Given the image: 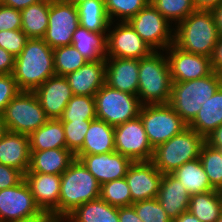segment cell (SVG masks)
<instances>
[{"label": "cell", "mask_w": 222, "mask_h": 222, "mask_svg": "<svg viewBox=\"0 0 222 222\" xmlns=\"http://www.w3.org/2000/svg\"><path fill=\"white\" fill-rule=\"evenodd\" d=\"M55 75L53 49L42 38H29L15 57L14 79L20 91H35Z\"/></svg>", "instance_id": "6da1fadb"}, {"label": "cell", "mask_w": 222, "mask_h": 222, "mask_svg": "<svg viewBox=\"0 0 222 222\" xmlns=\"http://www.w3.org/2000/svg\"><path fill=\"white\" fill-rule=\"evenodd\" d=\"M177 27L173 34L178 48L211 58L220 36L212 11L195 10Z\"/></svg>", "instance_id": "7a4b0ae2"}, {"label": "cell", "mask_w": 222, "mask_h": 222, "mask_svg": "<svg viewBox=\"0 0 222 222\" xmlns=\"http://www.w3.org/2000/svg\"><path fill=\"white\" fill-rule=\"evenodd\" d=\"M138 78L137 96L142 105L170 102L172 80L167 58L153 51L139 59Z\"/></svg>", "instance_id": "3957f363"}, {"label": "cell", "mask_w": 222, "mask_h": 222, "mask_svg": "<svg viewBox=\"0 0 222 222\" xmlns=\"http://www.w3.org/2000/svg\"><path fill=\"white\" fill-rule=\"evenodd\" d=\"M101 185L79 159L61 174L59 217L64 220L80 205L100 198Z\"/></svg>", "instance_id": "277c9868"}, {"label": "cell", "mask_w": 222, "mask_h": 222, "mask_svg": "<svg viewBox=\"0 0 222 222\" xmlns=\"http://www.w3.org/2000/svg\"><path fill=\"white\" fill-rule=\"evenodd\" d=\"M222 85V74L212 72L210 75L185 82H172L169 104L174 111L189 125L199 110Z\"/></svg>", "instance_id": "5b68a950"}, {"label": "cell", "mask_w": 222, "mask_h": 222, "mask_svg": "<svg viewBox=\"0 0 222 222\" xmlns=\"http://www.w3.org/2000/svg\"><path fill=\"white\" fill-rule=\"evenodd\" d=\"M205 138L187 127L154 148L151 162L162 174H172L188 161L199 158Z\"/></svg>", "instance_id": "8992f818"}, {"label": "cell", "mask_w": 222, "mask_h": 222, "mask_svg": "<svg viewBox=\"0 0 222 222\" xmlns=\"http://www.w3.org/2000/svg\"><path fill=\"white\" fill-rule=\"evenodd\" d=\"M9 132L30 135L49 119L34 91H20L2 114Z\"/></svg>", "instance_id": "52a82bcc"}, {"label": "cell", "mask_w": 222, "mask_h": 222, "mask_svg": "<svg viewBox=\"0 0 222 222\" xmlns=\"http://www.w3.org/2000/svg\"><path fill=\"white\" fill-rule=\"evenodd\" d=\"M97 119L117 126L139 116L142 104L137 95L104 84L95 94Z\"/></svg>", "instance_id": "ba28073f"}, {"label": "cell", "mask_w": 222, "mask_h": 222, "mask_svg": "<svg viewBox=\"0 0 222 222\" xmlns=\"http://www.w3.org/2000/svg\"><path fill=\"white\" fill-rule=\"evenodd\" d=\"M139 117L153 148L188 127L169 103L142 105Z\"/></svg>", "instance_id": "9c48e42d"}, {"label": "cell", "mask_w": 222, "mask_h": 222, "mask_svg": "<svg viewBox=\"0 0 222 222\" xmlns=\"http://www.w3.org/2000/svg\"><path fill=\"white\" fill-rule=\"evenodd\" d=\"M79 25L77 6L66 0H49L48 28L42 39L52 49L72 45V35Z\"/></svg>", "instance_id": "30bf717a"}, {"label": "cell", "mask_w": 222, "mask_h": 222, "mask_svg": "<svg viewBox=\"0 0 222 222\" xmlns=\"http://www.w3.org/2000/svg\"><path fill=\"white\" fill-rule=\"evenodd\" d=\"M127 22L153 51L167 50L174 43L169 21L150 2Z\"/></svg>", "instance_id": "8fae6325"}, {"label": "cell", "mask_w": 222, "mask_h": 222, "mask_svg": "<svg viewBox=\"0 0 222 222\" xmlns=\"http://www.w3.org/2000/svg\"><path fill=\"white\" fill-rule=\"evenodd\" d=\"M115 152L133 162L151 161L154 148L151 146L140 117L114 127Z\"/></svg>", "instance_id": "7c38bea8"}, {"label": "cell", "mask_w": 222, "mask_h": 222, "mask_svg": "<svg viewBox=\"0 0 222 222\" xmlns=\"http://www.w3.org/2000/svg\"><path fill=\"white\" fill-rule=\"evenodd\" d=\"M40 212L24 179L14 187L0 190V222H22Z\"/></svg>", "instance_id": "4fadbf2b"}, {"label": "cell", "mask_w": 222, "mask_h": 222, "mask_svg": "<svg viewBox=\"0 0 222 222\" xmlns=\"http://www.w3.org/2000/svg\"><path fill=\"white\" fill-rule=\"evenodd\" d=\"M167 49L170 51L167 59L172 82L200 79L213 72L210 57L186 52L174 43Z\"/></svg>", "instance_id": "5bb4252c"}, {"label": "cell", "mask_w": 222, "mask_h": 222, "mask_svg": "<svg viewBox=\"0 0 222 222\" xmlns=\"http://www.w3.org/2000/svg\"><path fill=\"white\" fill-rule=\"evenodd\" d=\"M163 175L151 161L133 162L125 176L130 188L131 205L157 198Z\"/></svg>", "instance_id": "9a60e30c"}, {"label": "cell", "mask_w": 222, "mask_h": 222, "mask_svg": "<svg viewBox=\"0 0 222 222\" xmlns=\"http://www.w3.org/2000/svg\"><path fill=\"white\" fill-rule=\"evenodd\" d=\"M114 29L106 34V57L141 59L153 52L127 21H121Z\"/></svg>", "instance_id": "2e32d148"}, {"label": "cell", "mask_w": 222, "mask_h": 222, "mask_svg": "<svg viewBox=\"0 0 222 222\" xmlns=\"http://www.w3.org/2000/svg\"><path fill=\"white\" fill-rule=\"evenodd\" d=\"M100 185L126 176L133 161L118 152L75 155Z\"/></svg>", "instance_id": "e0dca14e"}, {"label": "cell", "mask_w": 222, "mask_h": 222, "mask_svg": "<svg viewBox=\"0 0 222 222\" xmlns=\"http://www.w3.org/2000/svg\"><path fill=\"white\" fill-rule=\"evenodd\" d=\"M34 93L48 119H60L73 93L65 76L54 75L40 85Z\"/></svg>", "instance_id": "ac0fdd59"}, {"label": "cell", "mask_w": 222, "mask_h": 222, "mask_svg": "<svg viewBox=\"0 0 222 222\" xmlns=\"http://www.w3.org/2000/svg\"><path fill=\"white\" fill-rule=\"evenodd\" d=\"M24 180L41 211L53 212L59 216L61 175L26 172Z\"/></svg>", "instance_id": "d6986e66"}, {"label": "cell", "mask_w": 222, "mask_h": 222, "mask_svg": "<svg viewBox=\"0 0 222 222\" xmlns=\"http://www.w3.org/2000/svg\"><path fill=\"white\" fill-rule=\"evenodd\" d=\"M105 61V84L113 89L137 95L139 59L105 57Z\"/></svg>", "instance_id": "ffe728a7"}, {"label": "cell", "mask_w": 222, "mask_h": 222, "mask_svg": "<svg viewBox=\"0 0 222 222\" xmlns=\"http://www.w3.org/2000/svg\"><path fill=\"white\" fill-rule=\"evenodd\" d=\"M73 95L95 96L105 84L106 61H88L78 70L65 76Z\"/></svg>", "instance_id": "44dd1931"}, {"label": "cell", "mask_w": 222, "mask_h": 222, "mask_svg": "<svg viewBox=\"0 0 222 222\" xmlns=\"http://www.w3.org/2000/svg\"><path fill=\"white\" fill-rule=\"evenodd\" d=\"M157 199L173 221L188 211L190 194L172 174H164Z\"/></svg>", "instance_id": "7402d4cb"}, {"label": "cell", "mask_w": 222, "mask_h": 222, "mask_svg": "<svg viewBox=\"0 0 222 222\" xmlns=\"http://www.w3.org/2000/svg\"><path fill=\"white\" fill-rule=\"evenodd\" d=\"M0 164L25 174L30 164L29 135L8 131L0 140Z\"/></svg>", "instance_id": "603a6c76"}, {"label": "cell", "mask_w": 222, "mask_h": 222, "mask_svg": "<svg viewBox=\"0 0 222 222\" xmlns=\"http://www.w3.org/2000/svg\"><path fill=\"white\" fill-rule=\"evenodd\" d=\"M76 159L68 149L30 151V164L27 172L61 175Z\"/></svg>", "instance_id": "cb8c5ba5"}, {"label": "cell", "mask_w": 222, "mask_h": 222, "mask_svg": "<svg viewBox=\"0 0 222 222\" xmlns=\"http://www.w3.org/2000/svg\"><path fill=\"white\" fill-rule=\"evenodd\" d=\"M115 152L114 126L100 119L91 121L82 149L76 155Z\"/></svg>", "instance_id": "d4e9b609"}, {"label": "cell", "mask_w": 222, "mask_h": 222, "mask_svg": "<svg viewBox=\"0 0 222 222\" xmlns=\"http://www.w3.org/2000/svg\"><path fill=\"white\" fill-rule=\"evenodd\" d=\"M222 124V85L205 103L188 125L189 128L196 131L199 135L206 138L216 128Z\"/></svg>", "instance_id": "484cf974"}, {"label": "cell", "mask_w": 222, "mask_h": 222, "mask_svg": "<svg viewBox=\"0 0 222 222\" xmlns=\"http://www.w3.org/2000/svg\"><path fill=\"white\" fill-rule=\"evenodd\" d=\"M30 151L66 149V139L62 121L49 119L44 125L29 135Z\"/></svg>", "instance_id": "4316f807"}, {"label": "cell", "mask_w": 222, "mask_h": 222, "mask_svg": "<svg viewBox=\"0 0 222 222\" xmlns=\"http://www.w3.org/2000/svg\"><path fill=\"white\" fill-rule=\"evenodd\" d=\"M72 45L88 61L103 60L107 54V36L79 25L72 35Z\"/></svg>", "instance_id": "83f0119b"}, {"label": "cell", "mask_w": 222, "mask_h": 222, "mask_svg": "<svg viewBox=\"0 0 222 222\" xmlns=\"http://www.w3.org/2000/svg\"><path fill=\"white\" fill-rule=\"evenodd\" d=\"M67 219L70 222H119L118 207L98 198L77 207L64 220Z\"/></svg>", "instance_id": "f1b7e54d"}, {"label": "cell", "mask_w": 222, "mask_h": 222, "mask_svg": "<svg viewBox=\"0 0 222 222\" xmlns=\"http://www.w3.org/2000/svg\"><path fill=\"white\" fill-rule=\"evenodd\" d=\"M172 175L181 182L190 195L215 190L211 186L199 158L186 162Z\"/></svg>", "instance_id": "f546056e"}, {"label": "cell", "mask_w": 222, "mask_h": 222, "mask_svg": "<svg viewBox=\"0 0 222 222\" xmlns=\"http://www.w3.org/2000/svg\"><path fill=\"white\" fill-rule=\"evenodd\" d=\"M188 211L200 222H216L222 214V191L212 190L190 195Z\"/></svg>", "instance_id": "4dcf8cb0"}, {"label": "cell", "mask_w": 222, "mask_h": 222, "mask_svg": "<svg viewBox=\"0 0 222 222\" xmlns=\"http://www.w3.org/2000/svg\"><path fill=\"white\" fill-rule=\"evenodd\" d=\"M80 26L87 30L106 33L111 21L107 15L105 2L89 0L77 5Z\"/></svg>", "instance_id": "1f68e13d"}, {"label": "cell", "mask_w": 222, "mask_h": 222, "mask_svg": "<svg viewBox=\"0 0 222 222\" xmlns=\"http://www.w3.org/2000/svg\"><path fill=\"white\" fill-rule=\"evenodd\" d=\"M21 16V30L28 38H43L48 28L49 0L22 9Z\"/></svg>", "instance_id": "d6a6232c"}, {"label": "cell", "mask_w": 222, "mask_h": 222, "mask_svg": "<svg viewBox=\"0 0 222 222\" xmlns=\"http://www.w3.org/2000/svg\"><path fill=\"white\" fill-rule=\"evenodd\" d=\"M199 159L211 186L215 190L222 191V150L205 142L201 148Z\"/></svg>", "instance_id": "836d02e7"}, {"label": "cell", "mask_w": 222, "mask_h": 222, "mask_svg": "<svg viewBox=\"0 0 222 222\" xmlns=\"http://www.w3.org/2000/svg\"><path fill=\"white\" fill-rule=\"evenodd\" d=\"M97 118L94 96L73 95L67 103L61 121H83Z\"/></svg>", "instance_id": "e575fe53"}, {"label": "cell", "mask_w": 222, "mask_h": 222, "mask_svg": "<svg viewBox=\"0 0 222 222\" xmlns=\"http://www.w3.org/2000/svg\"><path fill=\"white\" fill-rule=\"evenodd\" d=\"M53 55L55 74L59 76H66L88 62L73 45L56 47Z\"/></svg>", "instance_id": "d590c367"}, {"label": "cell", "mask_w": 222, "mask_h": 222, "mask_svg": "<svg viewBox=\"0 0 222 222\" xmlns=\"http://www.w3.org/2000/svg\"><path fill=\"white\" fill-rule=\"evenodd\" d=\"M100 198L115 207L131 206L130 188L125 177L102 184Z\"/></svg>", "instance_id": "8d00e7d4"}, {"label": "cell", "mask_w": 222, "mask_h": 222, "mask_svg": "<svg viewBox=\"0 0 222 222\" xmlns=\"http://www.w3.org/2000/svg\"><path fill=\"white\" fill-rule=\"evenodd\" d=\"M152 6L169 22H181L196 10L194 0H150Z\"/></svg>", "instance_id": "74e56055"}, {"label": "cell", "mask_w": 222, "mask_h": 222, "mask_svg": "<svg viewBox=\"0 0 222 222\" xmlns=\"http://www.w3.org/2000/svg\"><path fill=\"white\" fill-rule=\"evenodd\" d=\"M149 0H105L107 15L112 22L113 16L122 18V22L128 21L144 8Z\"/></svg>", "instance_id": "f35d334b"}, {"label": "cell", "mask_w": 222, "mask_h": 222, "mask_svg": "<svg viewBox=\"0 0 222 222\" xmlns=\"http://www.w3.org/2000/svg\"><path fill=\"white\" fill-rule=\"evenodd\" d=\"M92 120L62 121L64 128L66 149L76 155L83 146L86 132Z\"/></svg>", "instance_id": "ab89813d"}, {"label": "cell", "mask_w": 222, "mask_h": 222, "mask_svg": "<svg viewBox=\"0 0 222 222\" xmlns=\"http://www.w3.org/2000/svg\"><path fill=\"white\" fill-rule=\"evenodd\" d=\"M137 216L143 222H173L160 205L157 198L143 200L132 204Z\"/></svg>", "instance_id": "60d3db41"}, {"label": "cell", "mask_w": 222, "mask_h": 222, "mask_svg": "<svg viewBox=\"0 0 222 222\" xmlns=\"http://www.w3.org/2000/svg\"><path fill=\"white\" fill-rule=\"evenodd\" d=\"M28 36L20 30L0 31V47L17 57L26 45Z\"/></svg>", "instance_id": "b9f144b4"}, {"label": "cell", "mask_w": 222, "mask_h": 222, "mask_svg": "<svg viewBox=\"0 0 222 222\" xmlns=\"http://www.w3.org/2000/svg\"><path fill=\"white\" fill-rule=\"evenodd\" d=\"M20 92L13 74H0V115L6 105Z\"/></svg>", "instance_id": "7bdbcfd3"}, {"label": "cell", "mask_w": 222, "mask_h": 222, "mask_svg": "<svg viewBox=\"0 0 222 222\" xmlns=\"http://www.w3.org/2000/svg\"><path fill=\"white\" fill-rule=\"evenodd\" d=\"M21 25V11L0 3V31L20 30Z\"/></svg>", "instance_id": "ee69618b"}, {"label": "cell", "mask_w": 222, "mask_h": 222, "mask_svg": "<svg viewBox=\"0 0 222 222\" xmlns=\"http://www.w3.org/2000/svg\"><path fill=\"white\" fill-rule=\"evenodd\" d=\"M24 179V174L13 167L0 164V190L16 186Z\"/></svg>", "instance_id": "f6af8a7d"}, {"label": "cell", "mask_w": 222, "mask_h": 222, "mask_svg": "<svg viewBox=\"0 0 222 222\" xmlns=\"http://www.w3.org/2000/svg\"><path fill=\"white\" fill-rule=\"evenodd\" d=\"M15 57L0 47V74H13Z\"/></svg>", "instance_id": "bcb514c9"}, {"label": "cell", "mask_w": 222, "mask_h": 222, "mask_svg": "<svg viewBox=\"0 0 222 222\" xmlns=\"http://www.w3.org/2000/svg\"><path fill=\"white\" fill-rule=\"evenodd\" d=\"M211 65L214 72L222 74V35L219 36L211 56Z\"/></svg>", "instance_id": "7dc6e473"}, {"label": "cell", "mask_w": 222, "mask_h": 222, "mask_svg": "<svg viewBox=\"0 0 222 222\" xmlns=\"http://www.w3.org/2000/svg\"><path fill=\"white\" fill-rule=\"evenodd\" d=\"M119 222H143L136 214L134 207H118Z\"/></svg>", "instance_id": "c3c4849f"}, {"label": "cell", "mask_w": 222, "mask_h": 222, "mask_svg": "<svg viewBox=\"0 0 222 222\" xmlns=\"http://www.w3.org/2000/svg\"><path fill=\"white\" fill-rule=\"evenodd\" d=\"M62 219L55 213L42 211L38 215L25 219L22 222H61Z\"/></svg>", "instance_id": "681fc988"}, {"label": "cell", "mask_w": 222, "mask_h": 222, "mask_svg": "<svg viewBox=\"0 0 222 222\" xmlns=\"http://www.w3.org/2000/svg\"><path fill=\"white\" fill-rule=\"evenodd\" d=\"M210 146L222 150V124L205 138Z\"/></svg>", "instance_id": "f907efd6"}, {"label": "cell", "mask_w": 222, "mask_h": 222, "mask_svg": "<svg viewBox=\"0 0 222 222\" xmlns=\"http://www.w3.org/2000/svg\"><path fill=\"white\" fill-rule=\"evenodd\" d=\"M41 1L44 0H4L2 4L21 11L28 6L39 3Z\"/></svg>", "instance_id": "816d5d0a"}, {"label": "cell", "mask_w": 222, "mask_h": 222, "mask_svg": "<svg viewBox=\"0 0 222 222\" xmlns=\"http://www.w3.org/2000/svg\"><path fill=\"white\" fill-rule=\"evenodd\" d=\"M222 3V0H194L196 10L213 11Z\"/></svg>", "instance_id": "f5cc1de1"}, {"label": "cell", "mask_w": 222, "mask_h": 222, "mask_svg": "<svg viewBox=\"0 0 222 222\" xmlns=\"http://www.w3.org/2000/svg\"><path fill=\"white\" fill-rule=\"evenodd\" d=\"M219 35H222V3L213 11Z\"/></svg>", "instance_id": "db71d44e"}, {"label": "cell", "mask_w": 222, "mask_h": 222, "mask_svg": "<svg viewBox=\"0 0 222 222\" xmlns=\"http://www.w3.org/2000/svg\"><path fill=\"white\" fill-rule=\"evenodd\" d=\"M173 222H200V220L187 211L182 213L177 219L173 220Z\"/></svg>", "instance_id": "11a10c76"}, {"label": "cell", "mask_w": 222, "mask_h": 222, "mask_svg": "<svg viewBox=\"0 0 222 222\" xmlns=\"http://www.w3.org/2000/svg\"><path fill=\"white\" fill-rule=\"evenodd\" d=\"M8 132L7 125L3 119V116L0 115V140Z\"/></svg>", "instance_id": "9f6ffc18"}, {"label": "cell", "mask_w": 222, "mask_h": 222, "mask_svg": "<svg viewBox=\"0 0 222 222\" xmlns=\"http://www.w3.org/2000/svg\"><path fill=\"white\" fill-rule=\"evenodd\" d=\"M66 1L69 2V3L74 4L75 6H77V5L81 4V3L87 2L89 0H66ZM100 1H104L105 2V0H100Z\"/></svg>", "instance_id": "6f0895ef"}, {"label": "cell", "mask_w": 222, "mask_h": 222, "mask_svg": "<svg viewBox=\"0 0 222 222\" xmlns=\"http://www.w3.org/2000/svg\"><path fill=\"white\" fill-rule=\"evenodd\" d=\"M216 222H222V214Z\"/></svg>", "instance_id": "680465c9"}]
</instances>
